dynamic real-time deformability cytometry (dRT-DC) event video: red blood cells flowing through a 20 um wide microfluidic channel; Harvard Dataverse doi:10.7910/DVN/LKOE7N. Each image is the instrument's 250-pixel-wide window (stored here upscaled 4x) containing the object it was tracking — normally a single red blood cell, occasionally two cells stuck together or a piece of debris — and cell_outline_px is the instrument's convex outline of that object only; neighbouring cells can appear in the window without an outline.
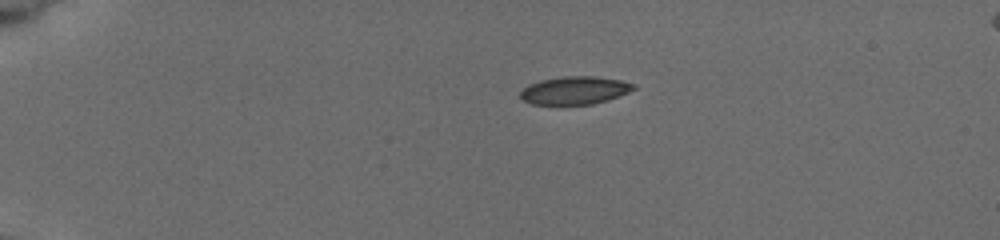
{"species": "common noctule bat (a hibernating species)", "species_latin": "Nyctalus noctula", "temperature_condition": "cold", "stored_images_in_passage": 3, "camera_frame_rate_fps": 3000, "um_per_image_px": 0.085, "animal": {"sex": "female", "body_mass_g": 19.5, "forearm_length_mm": 54.1}, "frame": {"image": 1, "passage_image": 1, "time_ms": 0.0, "image_size_px": [1000, 240], "cell_outline_px": [[636, 88], [628, 92], [608, 100], [592, 104], [532, 104], [524, 100], [520, 96], [520, 92], [528, 84], [540, 80], [564, 76], [592, 76], [620, 80], [636, 84]], "centroid_in_image_um": [48.86, 7.67], "position_along_channel_um": 36.1, "area_um2": 18.32}}